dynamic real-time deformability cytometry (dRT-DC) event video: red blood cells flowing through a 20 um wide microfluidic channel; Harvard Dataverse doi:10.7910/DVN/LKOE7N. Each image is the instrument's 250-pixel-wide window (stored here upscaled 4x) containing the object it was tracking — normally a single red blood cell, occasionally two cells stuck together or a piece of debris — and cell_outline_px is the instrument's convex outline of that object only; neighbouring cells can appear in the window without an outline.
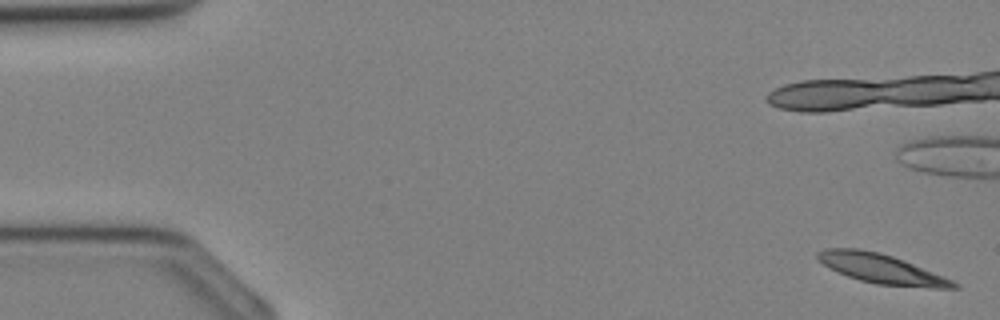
{"species": "Egyptian fruit bat (a non-hibernating species)", "species_latin": "Rousettus aegyptiacus", "temperature_condition": "cold", "stored_images_in_passage": 37, "camera_frame_rate_fps": 3000, "um_per_image_px": 0.085, "animal": {"sex": "female"}, "frame": {"image": 1, "passage_image": 1, "time_ms": 0.0, "image_size_px": [1000, 320], "cell_outline_px": [[960, 288], [932, 288], [876, 284], [860, 280], [848, 276], [824, 264], [816, 256], [816, 252], [824, 248], [860, 248], [880, 252], [904, 260], [944, 276], [960, 284]], "centroid_in_image_um": [74.96, 22.84], "position_along_channel_um": 10.0, "area_um2": 23.24}}